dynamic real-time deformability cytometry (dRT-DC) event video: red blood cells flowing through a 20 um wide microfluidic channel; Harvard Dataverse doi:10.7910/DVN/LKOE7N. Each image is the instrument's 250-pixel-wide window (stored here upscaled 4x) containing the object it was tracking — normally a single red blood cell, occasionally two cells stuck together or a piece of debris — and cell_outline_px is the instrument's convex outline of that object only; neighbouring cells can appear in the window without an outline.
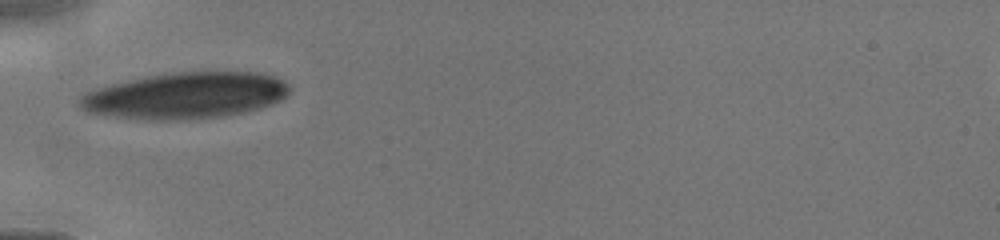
{"species": "human", "species_latin": "Homo sapiens", "temperature_condition": "cold", "stored_images_in_passage": 31, "camera_frame_rate_fps": 3000, "um_per_image_px": 0.085, "donor": {"sex": "male"}, "frame": {"image": 1, "passage_image": 1, "time_ms": 0.0, "image_size_px": [1000, 240], "cell_outline_px": [[288, 96], [272, 104], [260, 108], [220, 116], [172, 120], [148, 120], [84, 112], [80, 108], [80, 96], [84, 92], [96, 88], [128, 80], [168, 72], [256, 72], [276, 76], [288, 84]], "centroid_in_image_um": [15.75, 8.11], "position_along_channel_um": 69.2, "area_um2": 56.36}}
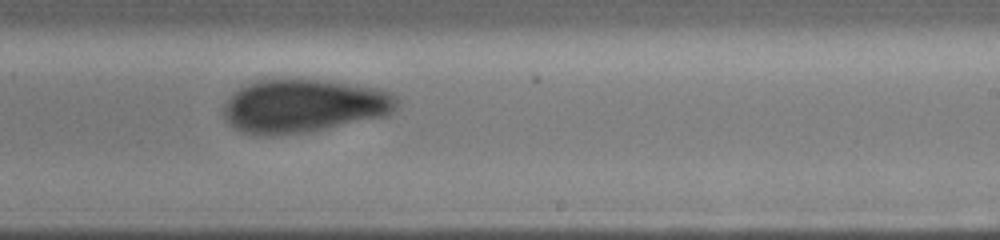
{"frame": {"image": 2, "passage_image": 16, "time_ms": 4.333, "image_size_px": [1000, 240], "cell_outline_px": [[400, 100], [396, 108], [388, 116], [304, 132], [272, 136], [260, 136], [240, 132], [232, 128], [224, 120], [224, 104], [236, 88], [244, 84], [256, 80], [292, 76], [328, 80], [380, 88], [392, 92]], "centroid_in_image_um": [25.78, 8.96], "position_along_channel_um": 263.2, "area_um2": 55.66}}
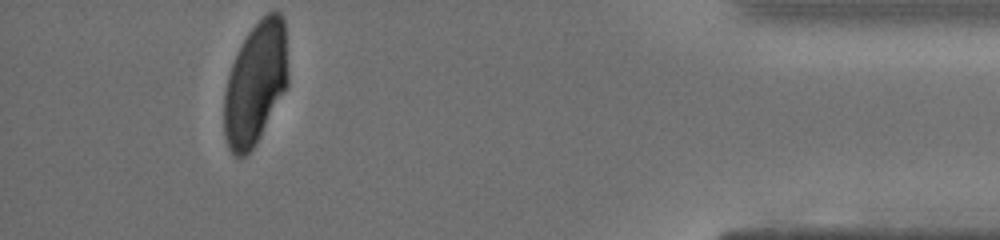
{"frame": {"image": 3, "passage_image": 31, "time_ms": 8.667, "image_size_px": [1000, 240], "cell_outline_px": [[288, 84], [256, 144], [244, 156], [236, 156], [228, 148], [224, 136], [224, 92], [228, 76], [232, 64], [248, 32], [268, 12], [280, 12], [284, 16], [288, 72]], "centroid_in_image_um": [21.72, 7.09], "position_along_channel_um": 413.5, "area_um2": 45.37}}